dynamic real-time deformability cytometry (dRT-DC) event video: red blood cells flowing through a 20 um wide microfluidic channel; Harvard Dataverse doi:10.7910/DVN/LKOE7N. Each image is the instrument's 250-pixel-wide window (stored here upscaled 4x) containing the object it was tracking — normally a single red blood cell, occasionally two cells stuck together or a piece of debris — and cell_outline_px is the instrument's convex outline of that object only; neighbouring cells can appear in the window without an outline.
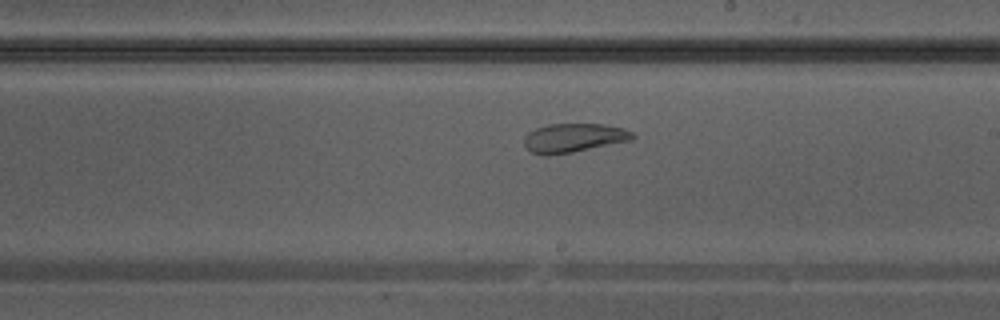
{"species": "Egyptian fruit bat (a non-hibernating species)", "species_latin": "Rousettus aegyptiacus", "temperature_condition": "warm", "stored_images_in_passage": 25, "camera_frame_rate_fps": 3000, "um_per_image_px": 0.085, "animal": {"sex": "male"}, "frame": {"image": 1, "passage_image": 11, "time_ms": 3.333, "image_size_px": [1000, 320], "cell_outline_px": [[636, 136], [632, 140], [572, 152], [544, 156], [532, 152], [524, 148], [524, 136], [528, 132], [536, 128], [548, 124], [604, 124], [624, 128], [632, 132]], "centroid_in_image_um": [48.74, 11.72], "position_along_channel_um": 240.3, "area_um2": 18.38}}